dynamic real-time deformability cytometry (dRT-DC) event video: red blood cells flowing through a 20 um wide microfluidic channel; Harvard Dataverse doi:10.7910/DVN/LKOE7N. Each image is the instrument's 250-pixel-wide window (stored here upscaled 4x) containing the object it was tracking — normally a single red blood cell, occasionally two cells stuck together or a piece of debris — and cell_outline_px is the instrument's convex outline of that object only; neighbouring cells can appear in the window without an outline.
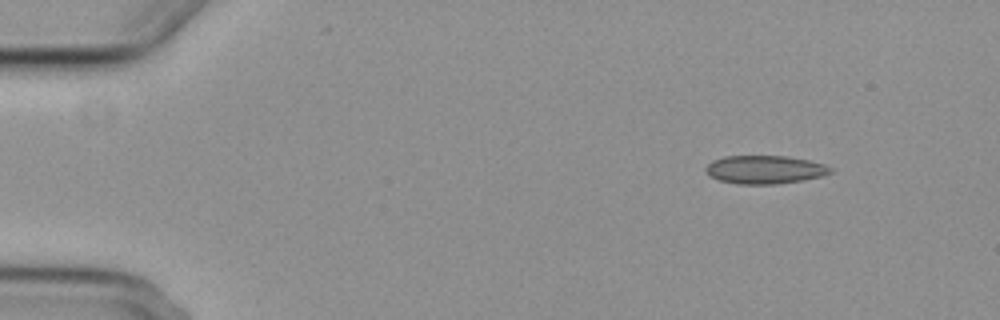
{"species": "common noctule bat (a hibernating species)", "species_latin": "Nyctalus noctula", "temperature_condition": "cold", "stored_images_in_passage": 4, "camera_frame_rate_fps": 3000, "um_per_image_px": 0.085, "animal": {"sex": "female", "body_mass_g": 29.2, "forearm_length_mm": 56.3}, "frame": {"image": 1, "passage_image": 1, "time_ms": 0.0, "image_size_px": [1000, 320], "cell_outline_px": [[832, 172], [820, 176], [800, 180], [776, 184], [740, 184], [720, 180], [712, 176], [704, 168], [712, 160], [724, 156], [784, 156], [808, 160], [824, 164], [832, 168]], "centroid_in_image_um": [65.0, 14.41], "position_along_channel_um": 20.0, "area_um2": 20.23}}
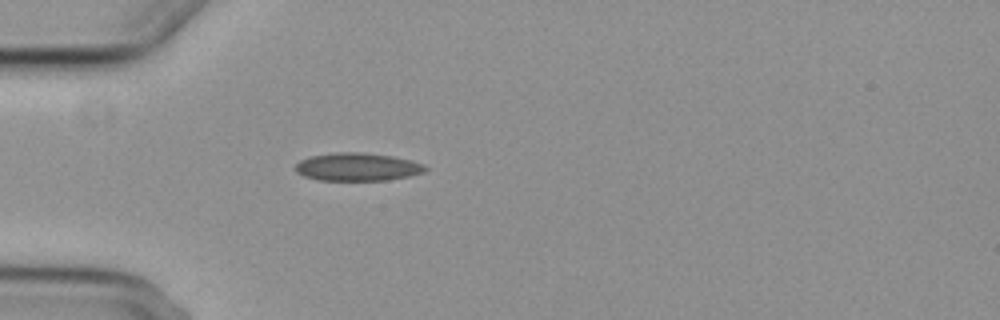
{"frame": {"image": 2, "passage_image": 4, "time_ms": 3.333, "image_size_px": [1000, 320], "cell_outline_px": [[428, 168], [424, 172], [408, 176], [388, 180], [320, 180], [304, 176], [296, 172], [296, 164], [300, 160], [312, 156], [336, 152], [360, 152], [392, 156], [412, 160], [424, 164]], "centroid_in_image_um": [30.4, 14.18], "position_along_channel_um": 54.6, "area_um2": 21.1}}